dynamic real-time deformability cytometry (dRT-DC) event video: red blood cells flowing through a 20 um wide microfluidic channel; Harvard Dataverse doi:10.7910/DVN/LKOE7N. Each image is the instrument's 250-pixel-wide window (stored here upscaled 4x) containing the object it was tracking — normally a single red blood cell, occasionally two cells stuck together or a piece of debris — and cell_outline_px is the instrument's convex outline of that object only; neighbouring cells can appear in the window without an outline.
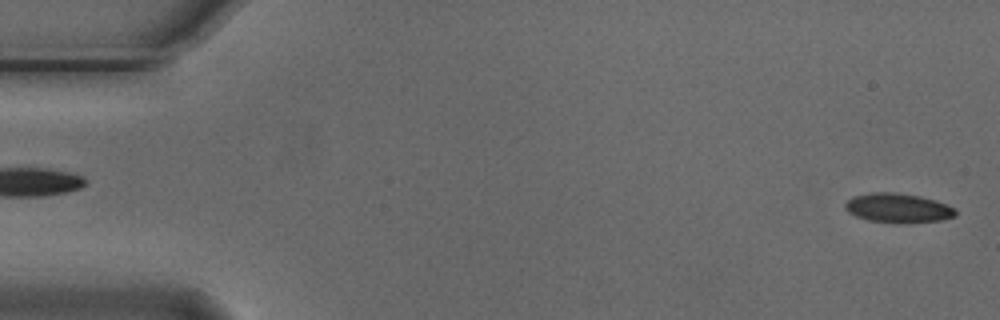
{"species": "Egyptian fruit bat (a non-hibernating species)", "species_latin": "Rousettus aegyptiacus", "temperature_condition": "cold", "stored_images_in_passage": 3, "segment_of_instrument_passage": [2, 2], "camera_frame_rate_fps": 3000, "um_per_image_px": 0.085, "animal": {"sex": "male"}, "frame": {"image": 1, "passage_image": 3, "time_ms": 0.667, "image_size_px": [1000, 320], "cell_outline_px": [[956, 216], [940, 220], [908, 224], [896, 224], [868, 220], [856, 216], [848, 212], [844, 208], [844, 204], [852, 196], [872, 192], [896, 192], [920, 196], [936, 200], [956, 208]], "centroid_in_image_um": [76.33, 17.69], "position_along_channel_um": 8.7, "area_um2": 19.31}}